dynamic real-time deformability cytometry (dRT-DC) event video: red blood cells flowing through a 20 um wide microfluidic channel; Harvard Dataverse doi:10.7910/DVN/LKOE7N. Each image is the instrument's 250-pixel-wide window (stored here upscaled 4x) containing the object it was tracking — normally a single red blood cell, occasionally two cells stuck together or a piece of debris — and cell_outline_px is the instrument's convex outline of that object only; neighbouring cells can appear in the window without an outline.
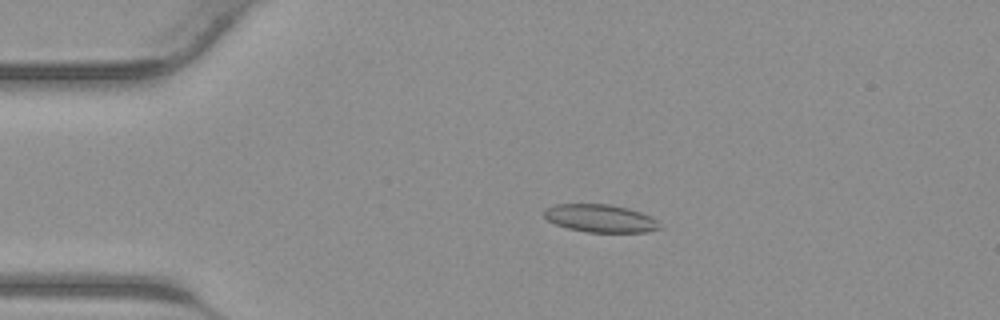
{"species": "common noctule bat (a hibernating species)", "species_latin": "Nyctalus noctula", "temperature_condition": "warm", "stored_images_in_passage": 41, "camera_frame_rate_fps": 3000, "um_per_image_px": 0.085, "animal": {"sex": "male", "body_mass_g": 23.1, "forearm_length_mm": 52.7}, "frame": {"image": 1, "passage_image": 8, "time_ms": 2.333, "image_size_px": [1000, 320], "cell_outline_px": [[660, 228], [644, 232], [588, 232], [568, 228], [556, 224], [548, 220], [544, 216], [544, 208], [556, 204], [608, 204], [628, 208], [652, 216], [656, 220]], "centroid_in_image_um": [51.0, 18.55], "position_along_channel_um": 34.0, "area_um2": 18.61}}
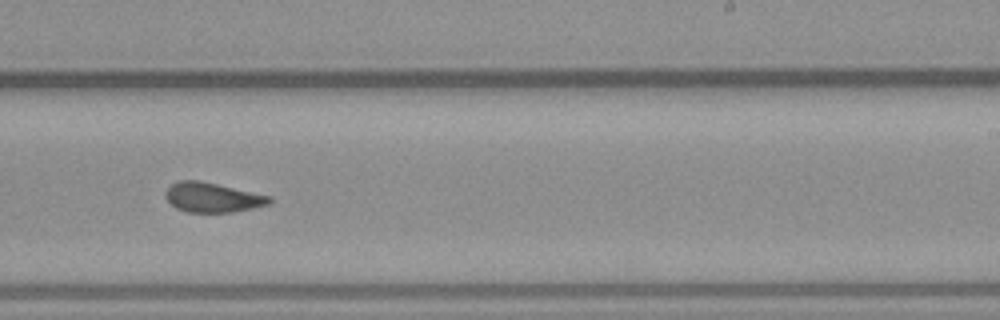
{"frame": {"image": 2, "passage_image": 25, "time_ms": 8.0, "image_size_px": [1000, 320], "cell_outline_px": [[272, 204], [232, 212], [188, 212], [176, 208], [164, 196], [164, 192], [172, 184], [180, 180], [200, 180], [272, 196]], "centroid_in_image_um": [18.09, 16.78], "position_along_channel_um": 270.9, "area_um2": 18.03}}
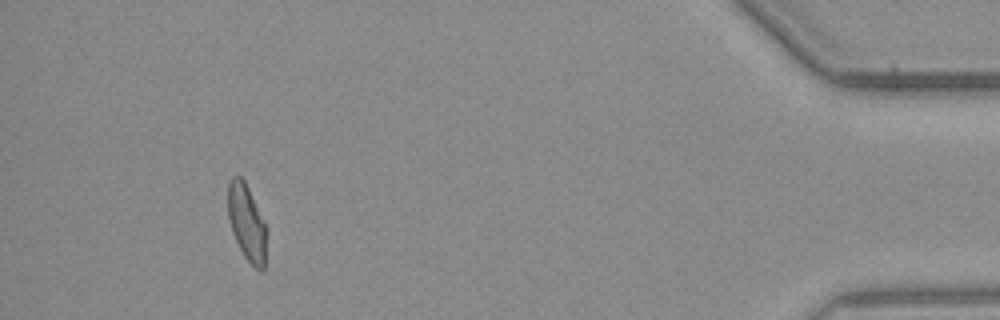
{"frame": {"image": 3, "passage_image": 38, "time_ms": 12.333, "image_size_px": [1000, 320], "cell_outline_px": [[264, 268], [260, 272], [244, 256], [232, 232], [228, 216], [228, 180], [232, 176], [240, 176], [244, 180], [264, 220]], "centroid_in_image_um": [20.93, 18.86], "position_along_channel_um": 414.3, "area_um2": 16.59}}